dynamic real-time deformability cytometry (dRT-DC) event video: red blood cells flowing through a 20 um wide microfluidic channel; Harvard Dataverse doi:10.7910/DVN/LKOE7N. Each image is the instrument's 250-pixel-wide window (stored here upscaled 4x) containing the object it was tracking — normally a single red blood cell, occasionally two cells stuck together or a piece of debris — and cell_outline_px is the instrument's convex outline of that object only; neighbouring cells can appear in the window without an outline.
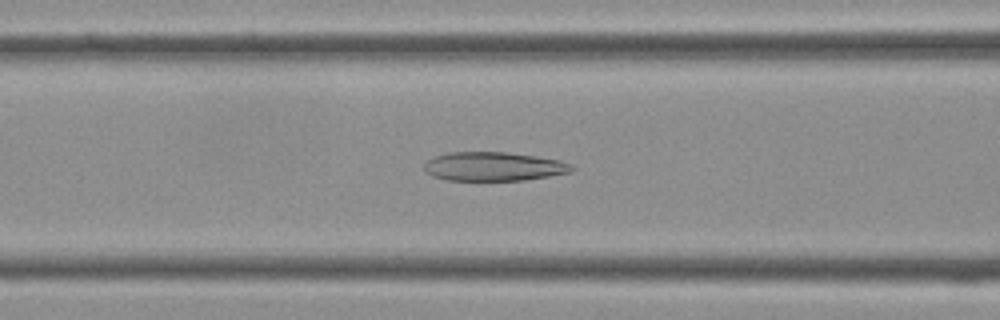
{"species": "Egyptian fruit bat (a non-hibernating species)", "species_latin": "Rousettus aegyptiacus", "temperature_condition": "cold", "stored_images_in_passage": 40, "camera_frame_rate_fps": 3000, "um_per_image_px": 0.085, "frame": {"image": 1, "passage_image": 16, "time_ms": 5.0, "image_size_px": [1000, 320], "cell_outline_px": [[576, 168], [572, 172], [524, 180], [448, 180], [432, 176], [424, 172], [424, 164], [428, 160], [436, 156], [448, 152], [508, 152], [536, 156], [556, 160], [572, 164]], "centroid_in_image_um": [41.95, 14.15], "position_along_channel_um": 124.6, "area_um2": 24.85}}
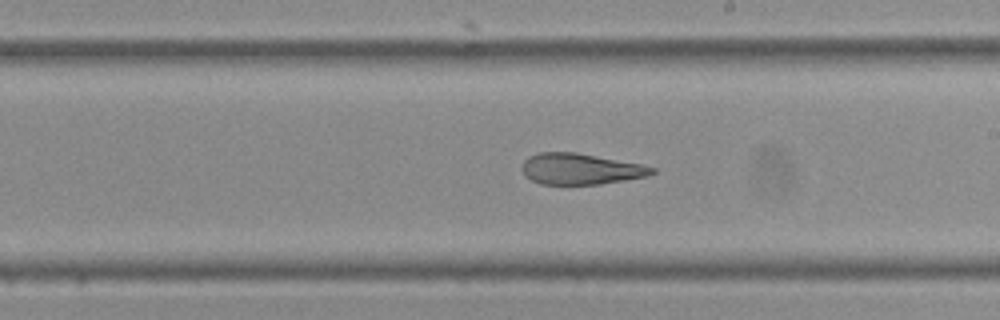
{"frame": {"image": 2, "passage_image": 23, "time_ms": 7.333, "image_size_px": [1000, 320], "cell_outline_px": [[656, 172], [648, 176], [600, 184], [540, 184], [524, 176], [520, 168], [524, 160], [528, 156], [540, 152], [576, 152], [640, 164], [656, 168]], "centroid_in_image_um": [49.3, 14.36], "position_along_channel_um": 239.7, "area_um2": 23.58}}
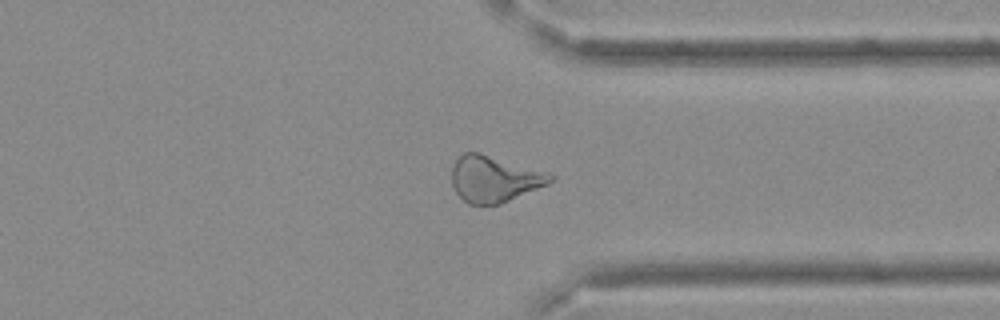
{"frame": {"image": 3, "passage_image": 31, "time_ms": 10.0, "image_size_px": [1000, 320], "cell_outline_px": [[556, 176], [548, 184], [500, 204], [468, 204], [456, 192], [452, 184], [452, 164], [464, 152], [480, 152], [548, 172]], "centroid_in_image_um": [42.01, 15.19], "position_along_channel_um": 369.4, "area_um2": 26.53}}